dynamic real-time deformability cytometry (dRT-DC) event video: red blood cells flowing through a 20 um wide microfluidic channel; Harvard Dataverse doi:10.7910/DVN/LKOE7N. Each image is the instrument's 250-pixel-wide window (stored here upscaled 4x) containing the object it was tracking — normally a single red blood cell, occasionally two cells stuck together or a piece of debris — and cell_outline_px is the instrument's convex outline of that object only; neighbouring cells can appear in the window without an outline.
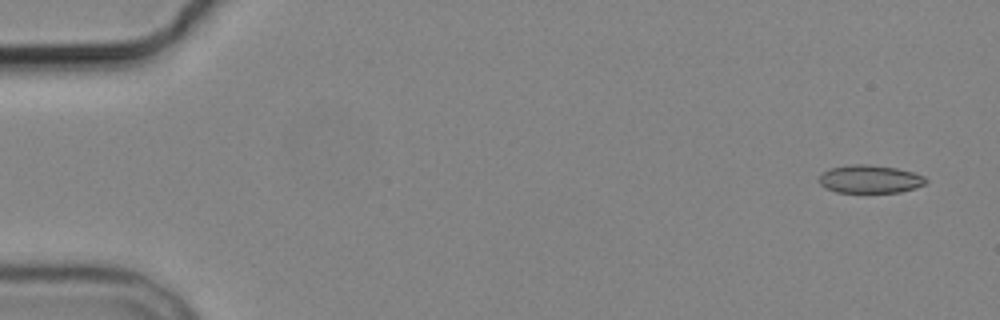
{"species": "common noctule bat (a hibernating species)", "species_latin": "Nyctalus noctula", "temperature_condition": "cold", "stored_images_in_passage": 4, "camera_frame_rate_fps": 3000, "um_per_image_px": 0.085, "animal": {"sex": "male", "body_mass_g": 19.2, "forearm_length_mm": 51.8}, "frame": {"image": 1, "passage_image": 1, "time_ms": 0.0, "image_size_px": [1000, 320], "cell_outline_px": [[928, 180], [924, 184], [916, 188], [900, 192], [836, 192], [824, 188], [816, 180], [824, 172], [832, 168], [852, 164], [868, 164], [896, 168], [912, 172], [924, 176]], "centroid_in_image_um": [73.93, 15.23], "position_along_channel_um": 11.1, "area_um2": 17.46}}